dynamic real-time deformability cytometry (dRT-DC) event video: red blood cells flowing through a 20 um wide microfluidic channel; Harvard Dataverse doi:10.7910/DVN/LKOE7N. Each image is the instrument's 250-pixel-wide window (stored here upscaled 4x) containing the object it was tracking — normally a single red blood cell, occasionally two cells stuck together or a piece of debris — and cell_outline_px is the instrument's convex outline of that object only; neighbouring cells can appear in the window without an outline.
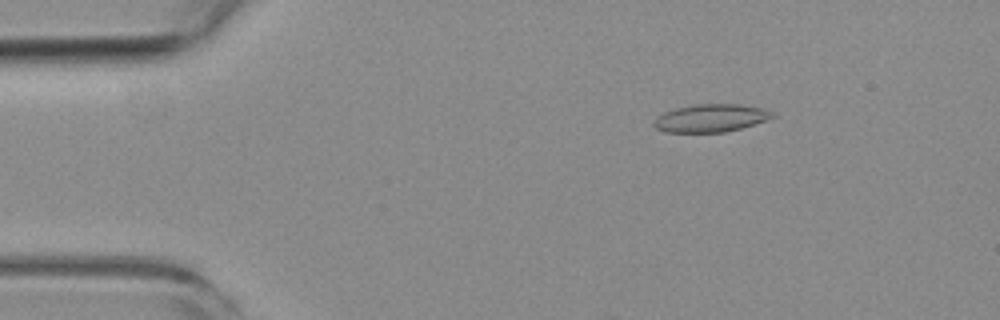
{"species": "common noctule bat (a hibernating species)", "species_latin": "Nyctalus noctula", "temperature_condition": "room temperature", "stored_images_in_passage": 56, "camera_frame_rate_fps": 3000, "um_per_image_px": 0.085, "animal": {"sex": "female", "body_mass_g": 19.3, "forearm_length_mm": 54.1}, "frame": {"image": 1, "passage_image": 9, "time_ms": 2.667, "image_size_px": [1000, 320], "cell_outline_px": [[776, 116], [740, 128], [724, 132], [664, 132], [656, 128], [652, 124], [652, 120], [664, 112], [676, 108], [696, 104], [736, 104], [764, 108], [772, 112]], "centroid_in_image_um": [60.36, 10.03], "position_along_channel_um": 24.6, "area_um2": 19.07}}
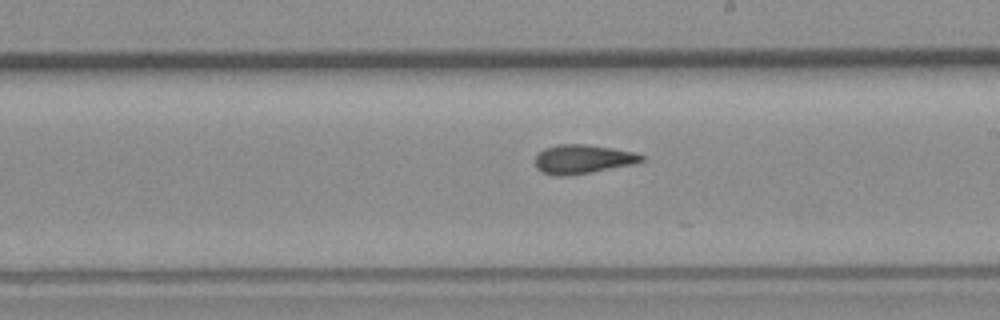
{"frame": {"image": 2, "passage_image": 32, "time_ms": 10.333, "image_size_px": [1000, 320], "cell_outline_px": [[644, 160], [636, 164], [592, 172], [568, 176], [552, 176], [536, 168], [536, 156], [544, 148], [556, 144], [588, 144], [636, 152], [644, 156]], "centroid_in_image_um": [49.56, 13.53], "position_along_channel_um": 239.4, "area_um2": 18.21}}
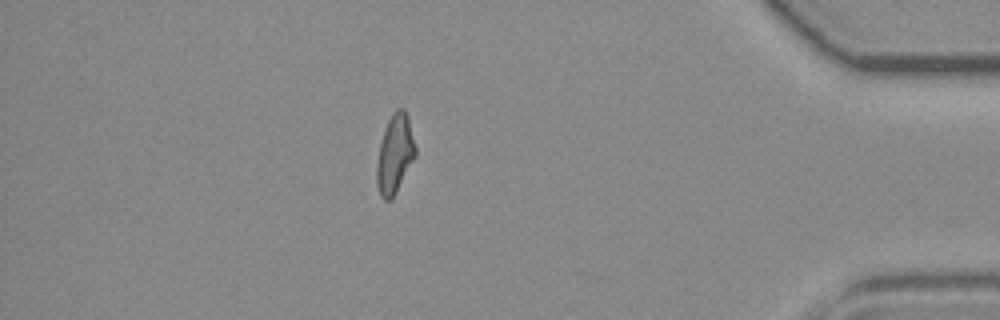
{"frame": {"image": 3, "passage_image": 49, "time_ms": 16.0, "image_size_px": [1000, 320], "cell_outline_px": [[416, 156], [396, 192], [388, 200], [384, 200], [380, 196], [376, 184], [376, 164], [380, 144], [384, 128], [392, 112], [396, 108], [404, 108], [408, 116], [416, 148]], "centroid_in_image_um": [33.55, 13.06], "position_along_channel_um": 401.6, "area_um2": 17.86}, "authors_computed_cell_mechanics": {"area_um2": 18.207, "velocity_mm_per_s": 3.6696, "shape_relaxation_time_tau1_ms": null, "shape_relaxation_time_tau2_ms": 2.7064, "deformation_change_tau1": null, "deformation_change_tau2": 0.0957}}